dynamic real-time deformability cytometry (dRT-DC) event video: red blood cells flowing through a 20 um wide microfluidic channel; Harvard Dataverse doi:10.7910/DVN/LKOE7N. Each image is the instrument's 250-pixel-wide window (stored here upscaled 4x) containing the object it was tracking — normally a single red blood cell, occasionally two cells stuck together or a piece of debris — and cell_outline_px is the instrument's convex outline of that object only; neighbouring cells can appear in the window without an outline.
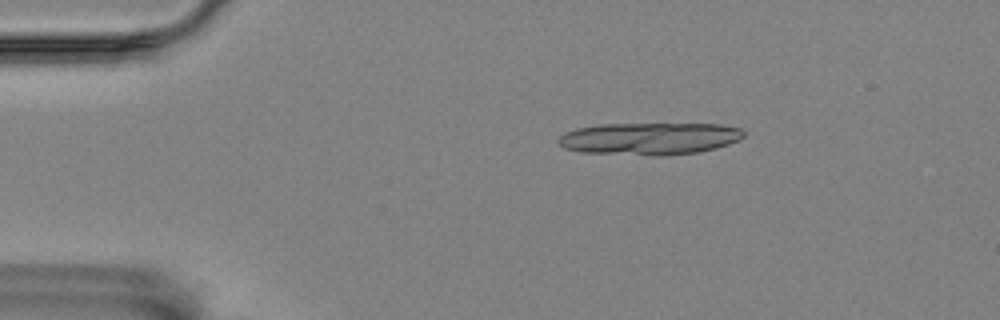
{"species": "Egyptian fruit bat (a non-hibernating species)", "species_latin": "Rousettus aegyptiacus", "temperature_condition": "room temperature", "stored_images_in_passage": 10, "camera_frame_rate_fps": 3000, "um_per_image_px": 0.085, "animal": {"sex": "female"}, "frame": {"image": 1, "passage_image": 1, "time_ms": 0.0, "image_size_px": [1000, 320], "cell_outline_px": [[744, 136], [740, 140], [716, 148], [696, 152], [668, 156], [656, 156], [580, 152], [564, 148], [556, 144], [556, 140], [564, 132], [576, 128], [600, 124], [720, 124], [740, 128], [744, 132]], "centroid_in_image_um": [55.17, 11.79], "position_along_channel_um": 29.8, "area_um2": 35.2}}